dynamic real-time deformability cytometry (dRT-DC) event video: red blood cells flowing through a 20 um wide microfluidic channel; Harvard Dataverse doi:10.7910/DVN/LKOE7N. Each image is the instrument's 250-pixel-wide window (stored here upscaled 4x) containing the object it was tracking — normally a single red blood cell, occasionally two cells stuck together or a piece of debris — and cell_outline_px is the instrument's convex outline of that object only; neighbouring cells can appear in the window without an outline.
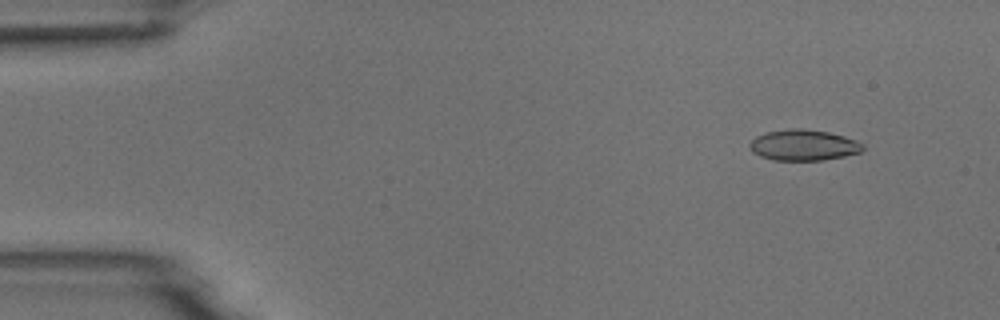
{"species": "common noctule bat (a hibernating species)", "species_latin": "Nyctalus noctula", "temperature_condition": "room temperature", "stored_images_in_passage": 3, "camera_frame_rate_fps": 3000, "um_per_image_px": 0.085, "animal": {"sex": "male", "body_mass_g": 18.8}, "frame": {"image": 1, "passage_image": 1, "time_ms": 0.0, "image_size_px": [1000, 320], "cell_outline_px": [[864, 148], [860, 152], [844, 156], [824, 160], [772, 160], [760, 156], [752, 152], [748, 144], [756, 136], [768, 132], [788, 128], [800, 128], [828, 132], [844, 136], [856, 140], [864, 144]], "centroid_in_image_um": [68.29, 12.33], "position_along_channel_um": 16.7, "area_um2": 20.4}}